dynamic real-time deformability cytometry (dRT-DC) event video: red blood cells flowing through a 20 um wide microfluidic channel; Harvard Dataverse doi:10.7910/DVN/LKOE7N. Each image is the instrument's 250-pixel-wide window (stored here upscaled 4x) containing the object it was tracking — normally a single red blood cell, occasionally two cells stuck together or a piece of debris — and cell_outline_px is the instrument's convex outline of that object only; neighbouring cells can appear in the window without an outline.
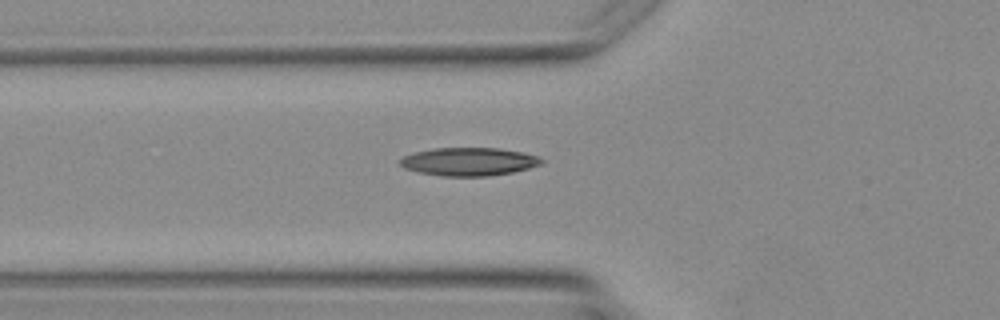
{"species": "Egyptian fruit bat (a non-hibernating species)", "species_latin": "Rousettus aegyptiacus", "temperature_condition": "warm", "stored_images_in_passage": 3, "camera_frame_rate_fps": 3000, "um_per_image_px": 0.085, "animal": {"sex": "female"}, "frame": {"image": 1, "passage_image": 3, "time_ms": 3.0, "image_size_px": [1000, 320], "cell_outline_px": [[544, 160], [540, 164], [528, 168], [512, 172], [488, 176], [440, 176], [416, 172], [404, 168], [400, 164], [400, 160], [404, 156], [416, 152], [436, 148], [500, 148], [524, 152], [536, 156]], "centroid_in_image_um": [39.84, 13.74], "position_along_channel_um": 86.0, "area_um2": 23.12}}